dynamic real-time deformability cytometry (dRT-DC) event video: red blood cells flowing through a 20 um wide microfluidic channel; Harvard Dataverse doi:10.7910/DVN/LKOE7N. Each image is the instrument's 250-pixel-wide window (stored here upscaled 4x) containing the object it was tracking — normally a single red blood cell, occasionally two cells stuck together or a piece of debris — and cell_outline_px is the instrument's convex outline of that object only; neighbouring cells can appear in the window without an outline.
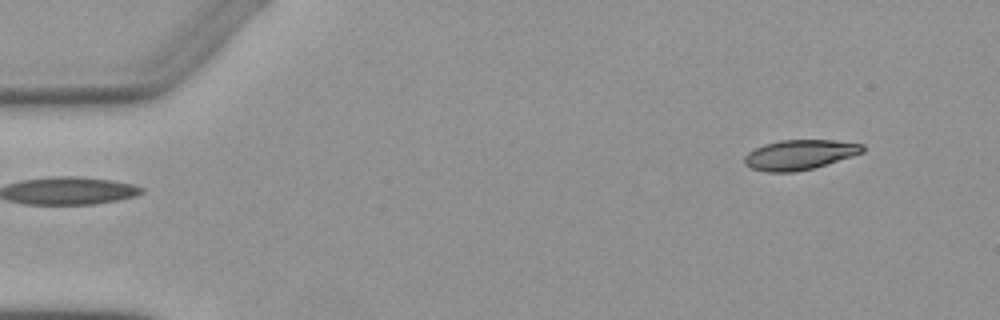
{"species": "Egyptian fruit bat (a non-hibernating species)", "species_latin": "Rousettus aegyptiacus", "temperature_condition": "warm", "stored_images_in_passage": 3, "segment_of_instrument_passage": [2, 2], "camera_frame_rate_fps": 3000, "um_per_image_px": 0.085, "animal": {"sex": "female"}, "frame": {"image": 1, "passage_image": 3, "time_ms": 2.333, "image_size_px": [1000, 320], "cell_outline_px": [[864, 152], [852, 156], [812, 168], [792, 172], [764, 172], [752, 168], [744, 164], [744, 156], [748, 152], [764, 144], [780, 140], [836, 140], [864, 144]], "centroid_in_image_um": [67.95, 13.14], "position_along_channel_um": 17.0, "area_um2": 20.52}}